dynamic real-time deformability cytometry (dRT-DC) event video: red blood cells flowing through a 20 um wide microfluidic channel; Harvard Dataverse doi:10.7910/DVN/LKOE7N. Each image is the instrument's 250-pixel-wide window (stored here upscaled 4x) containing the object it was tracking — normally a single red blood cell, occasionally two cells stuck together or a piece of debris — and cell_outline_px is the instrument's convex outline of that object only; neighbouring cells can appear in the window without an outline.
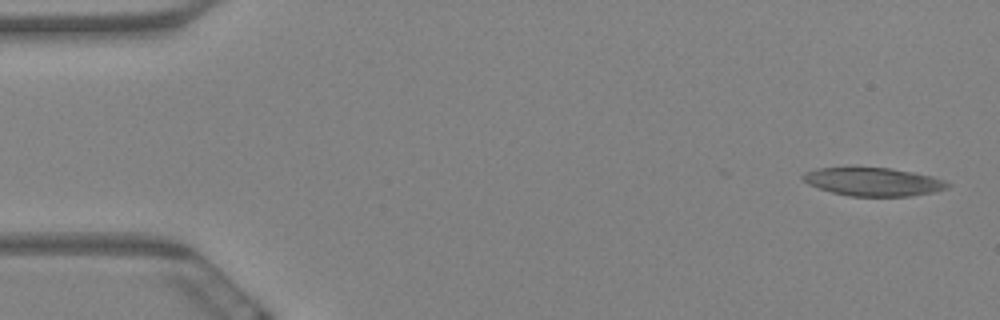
{"species": "Egyptian fruit bat (a non-hibernating species)", "species_latin": "Rousettus aegyptiacus", "temperature_condition": "warm", "stored_images_in_passage": 9, "camera_frame_rate_fps": 3000, "um_per_image_px": 0.085, "animal": {"sex": "female"}, "frame": {"image": 1, "passage_image": 1, "time_ms": 0.0, "image_size_px": [1000, 320], "cell_outline_px": [[952, 184], [948, 188], [932, 192], [912, 196], [848, 196], [832, 192], [808, 184], [800, 176], [804, 172], [816, 168], [888, 168], [912, 172], [932, 176], [944, 180]], "centroid_in_image_um": [74.23, 15.45], "position_along_channel_um": 10.8, "area_um2": 23.7}}
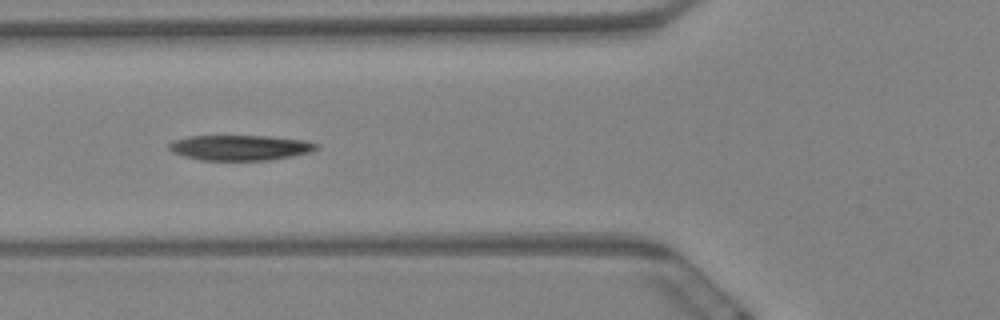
{"frame": {"image": 2, "passage_image": 7, "time_ms": 2.0, "image_size_px": [1000, 320], "cell_outline_px": [[320, 148], [312, 152], [292, 156], [268, 160], [200, 160], [184, 156], [172, 152], [168, 148], [168, 144], [172, 140], [188, 136], [272, 136], [304, 140], [320, 144]], "centroid_in_image_um": [20.43, 12.54], "position_along_channel_um": 105.4, "area_um2": 21.96}}
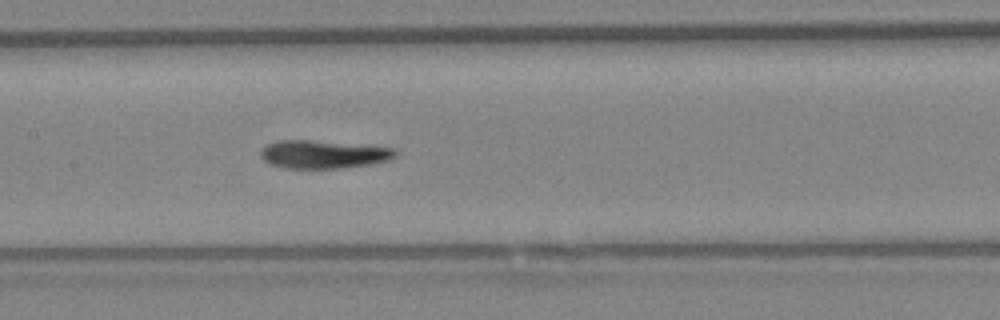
{"frame": {"image": 3, "passage_image": 9, "time_ms": 2.667, "image_size_px": [1000, 320], "cell_outline_px": [[400, 152], [396, 156], [388, 160], [368, 164], [340, 168], [284, 168], [272, 164], [264, 160], [260, 156], [260, 152], [268, 144], [276, 140], [312, 140], [396, 148]], "centroid_in_image_um": [27.5, 13.11], "position_along_channel_um": 179.9, "area_um2": 21.96}}